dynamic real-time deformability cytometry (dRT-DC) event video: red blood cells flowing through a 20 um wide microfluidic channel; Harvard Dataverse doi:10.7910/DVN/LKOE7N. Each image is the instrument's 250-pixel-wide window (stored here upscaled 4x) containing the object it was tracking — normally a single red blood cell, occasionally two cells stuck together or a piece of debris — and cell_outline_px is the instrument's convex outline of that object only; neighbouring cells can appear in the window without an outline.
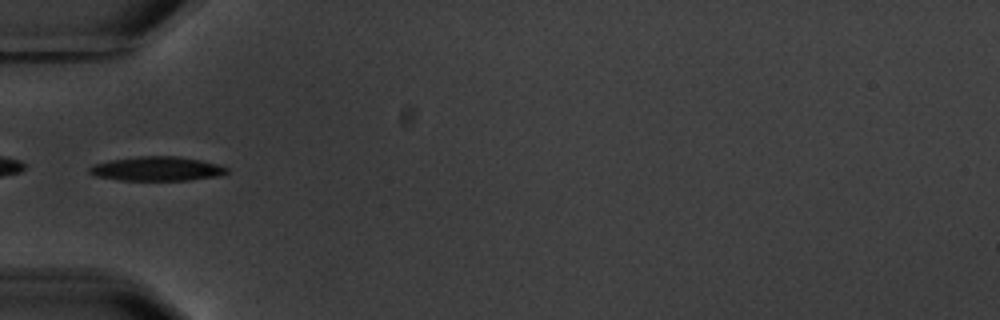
{"species": "common noctule bat (a hibernating species)", "species_latin": "Nyctalus noctula", "temperature_condition": "warm", "stored_images_in_passage": 3, "camera_frame_rate_fps": 3000, "um_per_image_px": 0.085, "animal": {"sex": "male", "body_mass_g": 20.1, "forearm_length_mm": 53.5}, "frame": {"image": 1, "passage_image": 2, "time_ms": 1.333, "image_size_px": [1000, 320], "cell_outline_px": [[228, 172], [224, 176], [188, 180], [120, 180], [96, 176], [88, 172], [88, 168], [92, 164], [108, 160], [140, 156], [176, 156], [200, 160], [216, 164], [228, 168]], "centroid_in_image_um": [13.33, 14.35], "position_along_channel_um": 71.7, "area_um2": 19.54}}
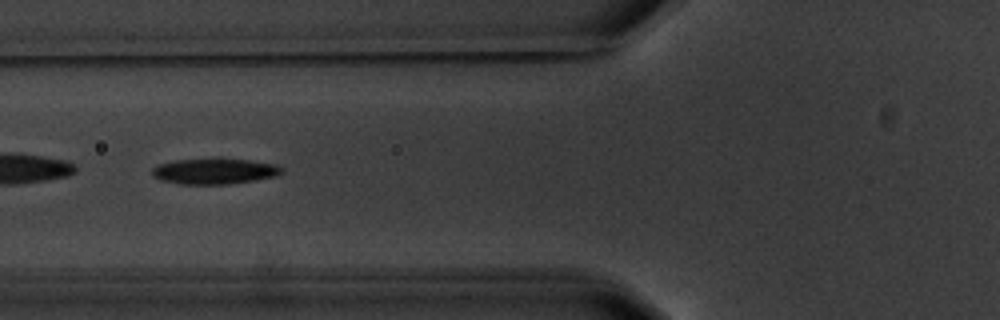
{"frame": {"image": 2, "passage_image": 3, "time_ms": 2.333, "image_size_px": [1000, 320], "cell_outline_px": [[284, 172], [276, 176], [228, 184], [180, 184], [160, 180], [152, 176], [152, 168], [160, 164], [176, 160], [220, 156], [276, 164], [284, 168]], "centroid_in_image_um": [18.24, 14.52], "position_along_channel_um": 107.6, "area_um2": 20.0}}